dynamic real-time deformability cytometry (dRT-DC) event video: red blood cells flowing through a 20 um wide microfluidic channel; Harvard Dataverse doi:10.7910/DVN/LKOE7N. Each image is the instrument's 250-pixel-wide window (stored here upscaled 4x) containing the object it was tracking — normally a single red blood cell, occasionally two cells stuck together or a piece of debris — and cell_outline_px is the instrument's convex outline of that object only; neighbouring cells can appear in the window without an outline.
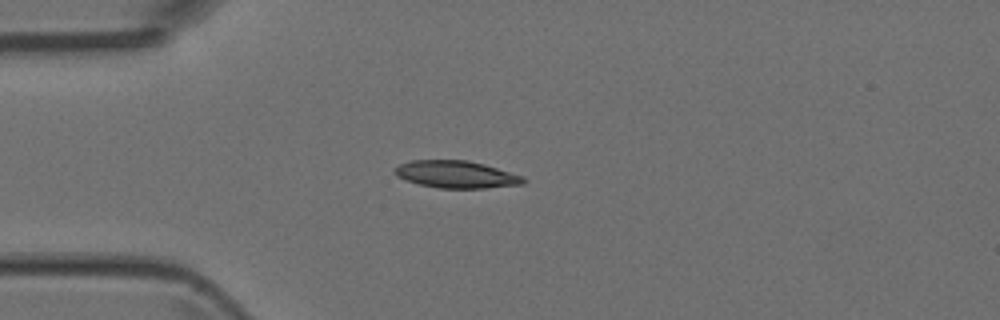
{"species": "Egyptian fruit bat (a non-hibernating species)", "species_latin": "Rousettus aegyptiacus", "temperature_condition": "room temperature", "stored_images_in_passage": 3, "camera_frame_rate_fps": 3000, "um_per_image_px": 0.085, "animal": {"sex": "female"}, "frame": {"image": 1, "passage_image": 3, "time_ms": 2.333, "image_size_px": [1000, 320], "cell_outline_px": [[528, 180], [524, 184], [484, 188], [440, 188], [420, 184], [396, 176], [392, 172], [400, 164], [412, 160], [468, 160], [484, 164], [524, 176]], "centroid_in_image_um": [38.82, 14.82], "position_along_channel_um": 46.2, "area_um2": 20.4}}